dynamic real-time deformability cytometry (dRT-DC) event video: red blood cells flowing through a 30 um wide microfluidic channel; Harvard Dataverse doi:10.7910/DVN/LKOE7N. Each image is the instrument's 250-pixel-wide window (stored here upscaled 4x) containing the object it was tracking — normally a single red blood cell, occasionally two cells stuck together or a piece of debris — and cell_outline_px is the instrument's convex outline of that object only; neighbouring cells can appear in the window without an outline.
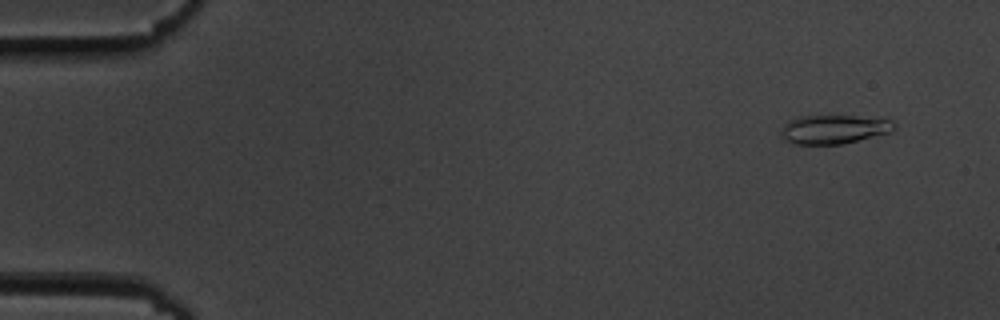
{"species": "common noctule bat (a hibernating species)", "species_latin": "Nyctalus noctula", "temperature_condition": "cold", "stored_images_in_passage": 56, "camera_frame_rate_fps": 3000, "um_per_image_px": 0.085, "animal": {"sex": "male", "body_mass_g": 19.5, "forearm_length_mm": 54.6}, "frame": {"image": 1, "passage_image": 4, "time_ms": 1.0, "image_size_px": [1000, 320], "cell_outline_px": [[896, 128], [892, 132], [840, 144], [796, 144], [784, 140], [780, 136], [780, 132], [784, 124], [788, 120], [800, 116], [852, 116], [892, 120], [896, 124]], "centroid_in_image_um": [70.86, 10.99], "position_along_channel_um": 14.1, "area_um2": 19.02}}
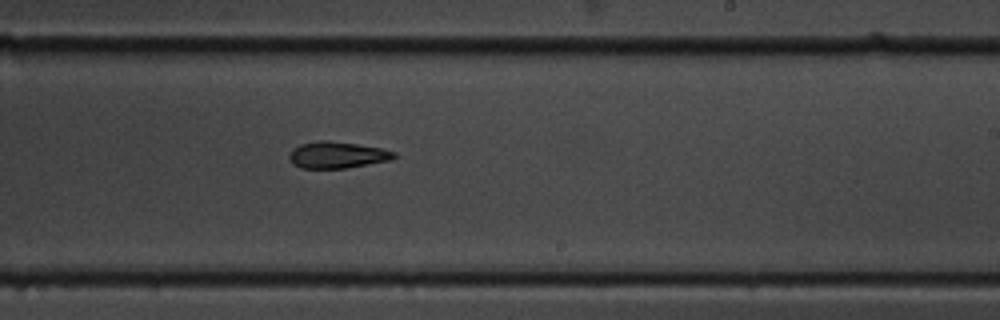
{"frame": {"image": 2, "passage_image": 34, "time_ms": 11.0, "image_size_px": [1000, 320], "cell_outline_px": [[396, 156], [392, 160], [348, 168], [300, 168], [292, 164], [288, 160], [288, 156], [292, 148], [300, 144], [320, 140], [324, 140], [356, 144], [380, 148], [396, 152]], "centroid_in_image_um": [28.63, 13.18], "position_along_channel_um": 260.4, "area_um2": 16.36}}
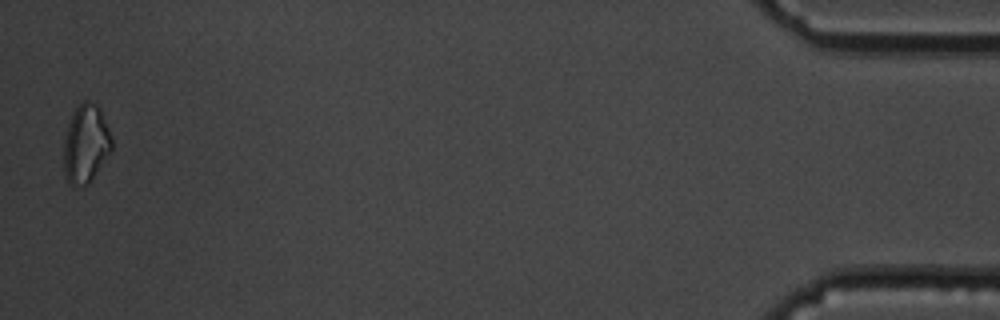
{"frame": {"image": 3, "passage_image": 55, "time_ms": 18.0, "image_size_px": [1000, 320], "cell_outline_px": [[112, 148], [88, 184], [68, 184], [64, 172], [64, 140], [68, 124], [76, 108], [84, 100], [88, 100], [96, 104], [100, 108], [108, 128], [112, 140]], "centroid_in_image_um": [7.28, 12.2], "position_along_channel_um": 427.9, "area_um2": 21.44}}